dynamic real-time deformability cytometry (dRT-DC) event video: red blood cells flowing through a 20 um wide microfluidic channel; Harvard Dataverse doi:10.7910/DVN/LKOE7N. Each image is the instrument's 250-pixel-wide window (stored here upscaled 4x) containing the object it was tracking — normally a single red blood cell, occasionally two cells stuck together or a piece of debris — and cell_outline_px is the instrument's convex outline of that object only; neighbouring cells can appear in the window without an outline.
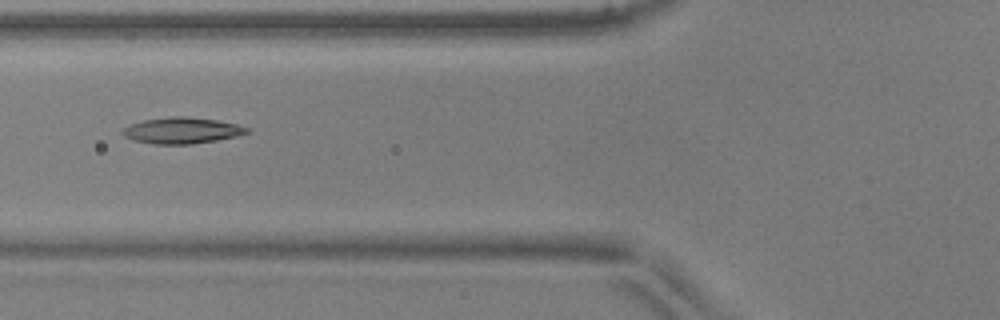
{"species": "common noctule bat (a hibernating species)", "species_latin": "Nyctalus noctula", "temperature_condition": "warm", "stored_images_in_passage": 29, "camera_frame_rate_fps": 3000, "um_per_image_px": 0.085, "animal": {"sex": "male", "body_mass_g": 17.9, "forearm_length_mm": 54.2}, "frame": {"image": 1, "passage_image": 5, "time_ms": 1.333, "image_size_px": [1000, 320], "cell_outline_px": [[248, 132], [236, 136], [216, 140], [192, 144], [152, 144], [136, 140], [124, 136], [120, 132], [124, 128], [132, 124], [144, 120], [172, 116], [180, 116], [216, 120], [236, 124], [248, 128]], "centroid_in_image_um": [15.44, 11.09], "position_along_channel_um": 110.4, "area_um2": 18.61}}
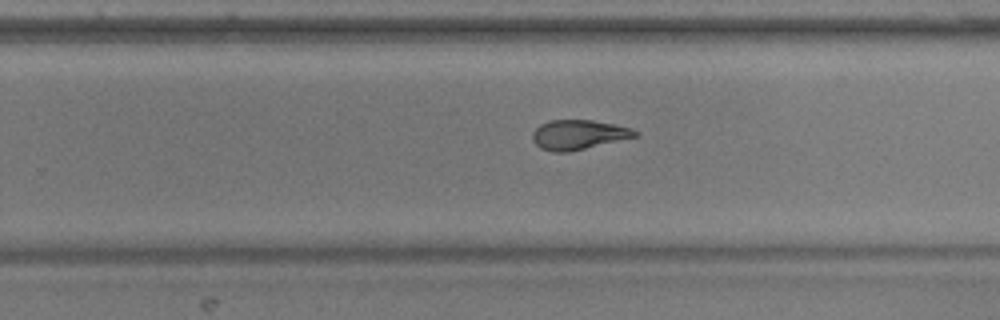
{"frame": {"image": 2, "passage_image": 18, "time_ms": 5.667, "image_size_px": [1000, 320], "cell_outline_px": [[640, 136], [568, 152], [552, 152], [540, 148], [532, 140], [532, 132], [540, 124], [552, 120], [592, 120], [632, 128], [640, 132]], "centroid_in_image_um": [49.19, 11.45], "position_along_channel_um": 280.6, "area_um2": 17.8}}
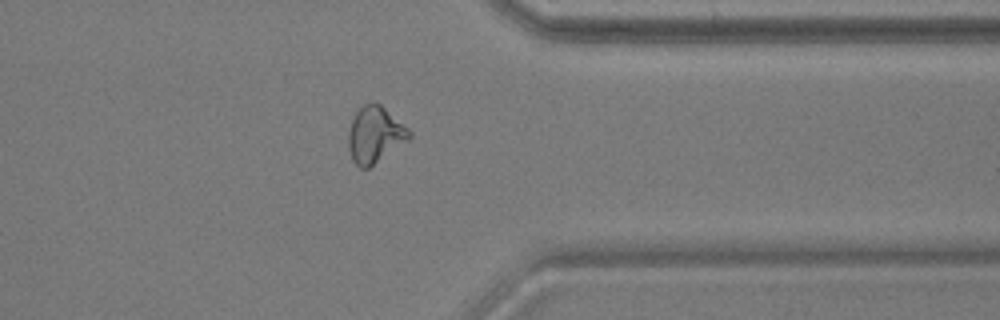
{"frame": {"image": 3, "passage_image": 26, "time_ms": 8.333, "image_size_px": [1000, 320], "cell_outline_px": [[412, 136], [408, 140], [368, 168], [360, 168], [352, 160], [348, 148], [348, 132], [352, 120], [356, 112], [364, 104], [380, 104], [408, 128], [412, 132]], "centroid_in_image_um": [31.86, 11.47], "position_along_channel_um": 379.5, "area_um2": 19.65}, "authors_computed_cell_mechanics": {"area_um2": 18.0914, "velocity_mm_per_s": 3.9204, "shape_relaxation_time_tau1_ms": null, "shape_relaxation_time_tau2_ms": 1.675, "deformation_change_tau1": null, "deformation_change_tau2": 0.0848}}